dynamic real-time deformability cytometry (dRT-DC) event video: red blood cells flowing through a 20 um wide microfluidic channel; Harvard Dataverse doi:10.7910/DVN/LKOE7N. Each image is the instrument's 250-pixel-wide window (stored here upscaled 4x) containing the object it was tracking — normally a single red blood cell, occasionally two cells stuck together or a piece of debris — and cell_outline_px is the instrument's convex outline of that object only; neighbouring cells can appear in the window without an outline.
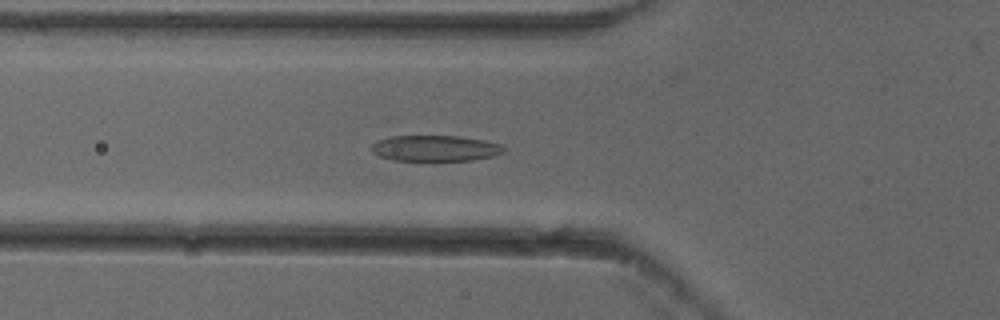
{"species": "common noctule bat (a hibernating species)", "species_latin": "Nyctalus noctula", "temperature_condition": "cold", "stored_images_in_passage": 53, "camera_frame_rate_fps": 3000, "um_per_image_px": 0.085, "animal": {"sex": "female"}, "frame": {"image": 1, "passage_image": 19, "time_ms": 6.0, "image_size_px": [1000, 320], "cell_outline_px": [[504, 152], [492, 156], [472, 160], [432, 164], [392, 160], [380, 156], [372, 152], [372, 144], [376, 140], [392, 136], [460, 136], [484, 140], [500, 144], [504, 148]], "centroid_in_image_um": [36.96, 12.66], "position_along_channel_um": 88.8, "area_um2": 20.98}}
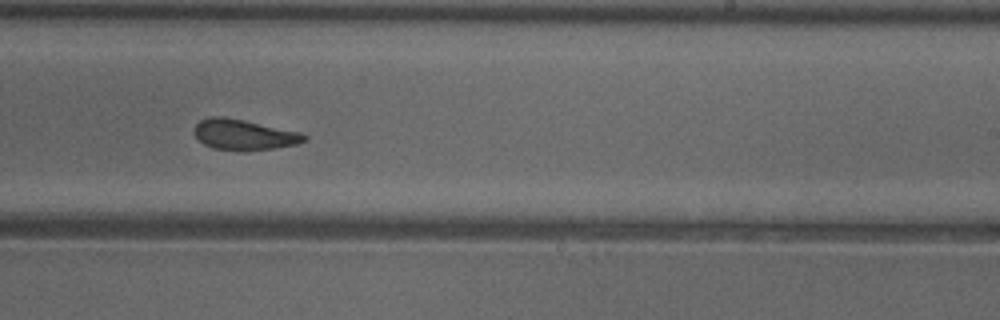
{"frame": {"image": 2, "passage_image": 33, "time_ms": 10.667, "image_size_px": [1000, 320], "cell_outline_px": [[308, 140], [296, 144], [272, 148], [216, 148], [204, 144], [192, 132], [192, 128], [200, 120], [212, 116], [224, 116], [244, 120], [300, 132], [308, 136]], "centroid_in_image_um": [20.72, 11.39], "position_along_channel_um": 268.3, "area_um2": 18.9}}
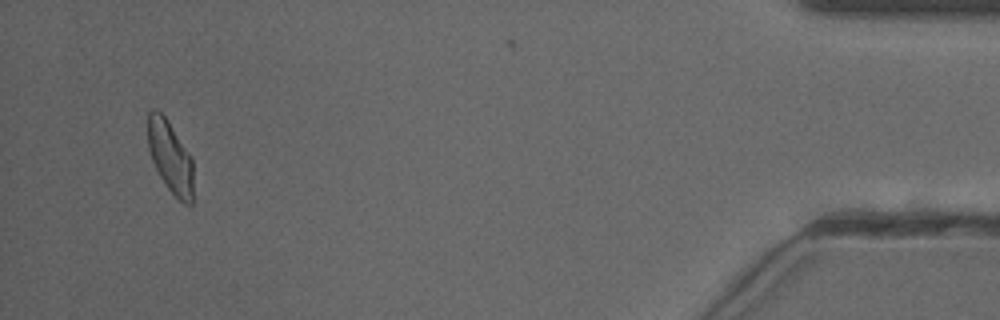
{"frame": {"image": 3, "passage_image": 51, "time_ms": 16.667, "image_size_px": [1000, 320], "cell_outline_px": [[192, 204], [184, 204], [168, 188], [160, 176], [152, 160], [148, 148], [148, 112], [152, 108], [156, 108], [168, 120], [192, 156]], "centroid_in_image_um": [14.47, 13.29], "position_along_channel_um": 420.7, "area_um2": 19.02}, "authors_computed_cell_mechanics": {"area_um2": 19.941, "velocity_mm_per_s": 3.8518, "shape_relaxation_time_tau1_ms": null, "shape_relaxation_time_tau2_ms": 3.1065, "deformation_change_tau1": null, "deformation_change_tau2": 0.1052}}